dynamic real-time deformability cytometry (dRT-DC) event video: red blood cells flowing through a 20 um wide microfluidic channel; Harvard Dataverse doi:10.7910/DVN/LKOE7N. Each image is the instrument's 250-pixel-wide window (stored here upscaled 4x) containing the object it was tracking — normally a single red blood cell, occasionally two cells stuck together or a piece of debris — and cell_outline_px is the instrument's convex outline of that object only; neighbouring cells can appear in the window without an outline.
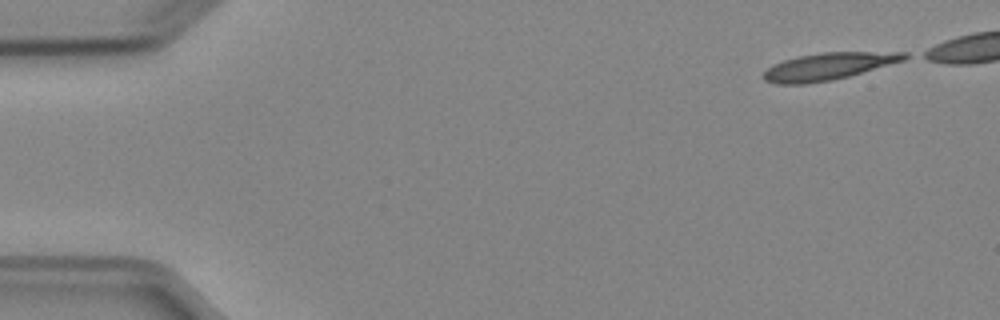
{"species": "Egyptian fruit bat (a non-hibernating species)", "species_latin": "Rousettus aegyptiacus", "temperature_condition": "cold", "stored_images_in_passage": 44, "camera_frame_rate_fps": 3000, "um_per_image_px": 0.085, "animal": {"sex": "female"}, "frame": {"image": 1, "passage_image": 1, "time_ms": 0.0, "image_size_px": [1000, 320], "cell_outline_px": [[912, 56], [904, 60], [848, 76], [832, 80], [804, 84], [776, 84], [764, 80], [760, 76], [772, 64], [796, 56], [820, 52], [908, 52]], "centroid_in_image_um": [70.38, 5.63], "position_along_channel_um": 14.6, "area_um2": 22.37}}
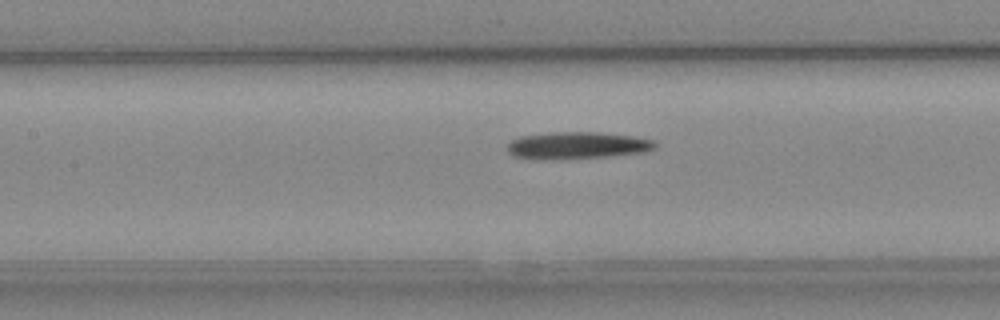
{"frame": {"image": 2, "passage_image": 21, "time_ms": 6.667, "image_size_px": [1000, 320], "cell_outline_px": [[656, 148], [644, 152], [612, 156], [552, 160], [532, 160], [512, 156], [508, 152], [508, 144], [512, 140], [520, 136], [552, 132], [600, 132], [632, 136], [656, 140]], "centroid_in_image_um": [49.04, 12.37], "position_along_channel_um": 158.4, "area_um2": 23.76}}
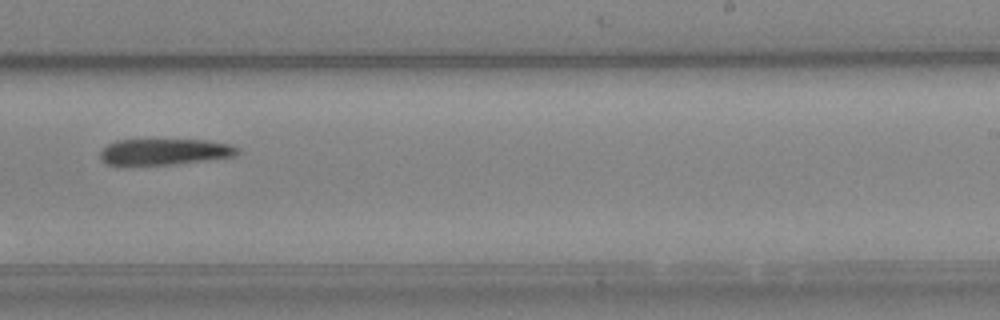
{"frame": {"image": 3, "passage_image": 30, "time_ms": 9.667, "image_size_px": [1000, 320], "cell_outline_px": [[240, 152], [232, 156], [176, 164], [120, 168], [104, 164], [100, 160], [100, 152], [108, 144], [116, 140], [204, 140], [228, 144], [236, 148]], "centroid_in_image_um": [13.8, 12.95], "position_along_channel_um": 275.2, "area_um2": 21.5}, "authors_computed_cell_mechanics": {"area_um2": 22.5131, "velocity_mm_per_s": 3.9188, "shape_relaxation_time_tau1_ms": 10.3846, "shape_relaxation_time_tau2_ms": null, "deformation_change_tau1": 0.193, "deformation_change_tau2": null}}